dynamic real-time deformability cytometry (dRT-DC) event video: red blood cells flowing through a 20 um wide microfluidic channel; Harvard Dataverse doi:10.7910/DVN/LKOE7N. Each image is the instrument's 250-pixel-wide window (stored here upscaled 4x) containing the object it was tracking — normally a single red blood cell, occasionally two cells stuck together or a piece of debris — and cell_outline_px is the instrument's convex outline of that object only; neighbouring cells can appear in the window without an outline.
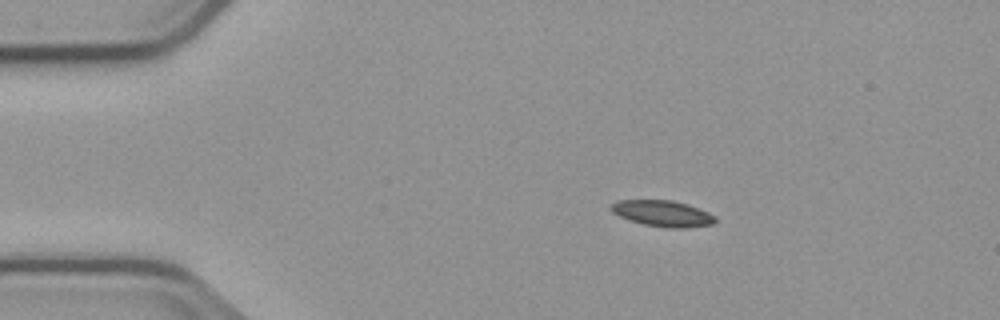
{"species": "common noctule bat (a hibernating species)", "species_latin": "Nyctalus noctula", "temperature_condition": "cold", "stored_images_in_passage": 7, "camera_frame_rate_fps": 3000, "um_per_image_px": 0.085, "animal": {"sex": "male", "body_mass_g": 23.1, "forearm_length_mm": 52.7}, "frame": {"image": 1, "passage_image": 2, "time_ms": 2.333, "image_size_px": [1000, 320], "cell_outline_px": [[716, 220], [712, 224], [680, 228], [672, 228], [644, 224], [620, 216], [612, 212], [612, 204], [620, 200], [672, 200], [708, 212], [716, 216]], "centroid_in_image_um": [56.34, 18.14], "position_along_channel_um": 28.7, "area_um2": 15.32}}
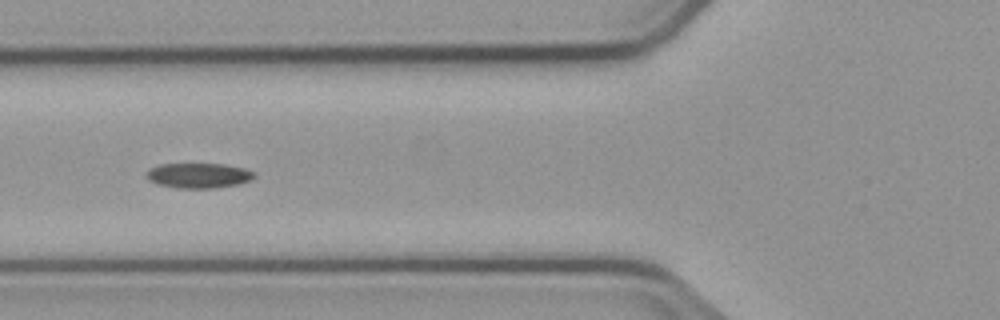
{"frame": {"image": 2, "passage_image": 5, "time_ms": 6.0, "image_size_px": [1000, 320], "cell_outline_px": [[256, 176], [240, 184], [212, 188], [176, 188], [156, 184], [148, 180], [144, 176], [148, 168], [160, 164], [224, 164], [244, 168], [256, 172]], "centroid_in_image_um": [16.83, 14.92], "position_along_channel_um": 109.0, "area_um2": 15.95}}
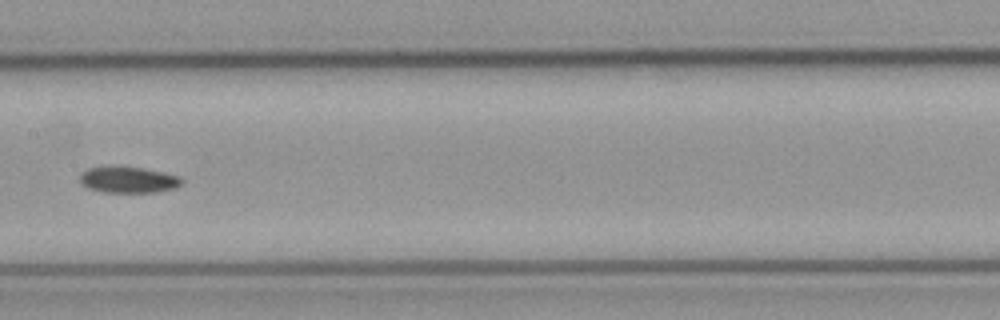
{"frame": {"image": 3, "passage_image": 7, "time_ms": 8.333, "image_size_px": [1000, 320], "cell_outline_px": [[184, 184], [176, 188], [156, 192], [104, 192], [88, 188], [80, 184], [80, 176], [88, 168], [140, 168], [164, 172], [180, 176], [184, 180]], "centroid_in_image_um": [10.99, 15.31], "position_along_channel_um": 196.4, "area_um2": 15.26}}